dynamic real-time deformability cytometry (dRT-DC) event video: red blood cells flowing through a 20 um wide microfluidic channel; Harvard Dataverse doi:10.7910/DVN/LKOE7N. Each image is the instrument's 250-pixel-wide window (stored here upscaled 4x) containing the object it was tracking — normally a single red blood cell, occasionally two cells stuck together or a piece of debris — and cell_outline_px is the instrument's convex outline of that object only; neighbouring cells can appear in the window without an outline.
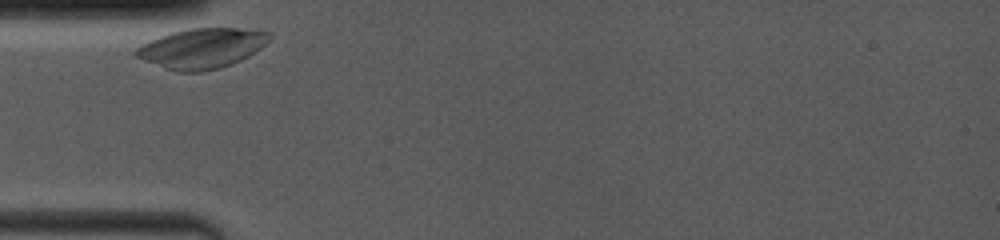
{"species": "common noctule bat (a hibernating species)", "species_latin": "Nyctalus noctula", "temperature_condition": "room temperature", "stored_images_in_passage": 5, "camera_frame_rate_fps": 4000, "um_per_image_px": 0.085, "animal": {"sex": "female", "body_mass_g": 19.0, "forearm_length_mm": 53.3}, "frame": {"image": 1, "passage_image": 1, "time_ms": 0.0, "image_size_px": [1000, 240], "cell_outline_px": [[272, 36], [260, 48], [248, 56], [232, 64], [220, 68], [204, 72], [176, 72], [164, 68], [144, 60], [136, 56], [132, 52], [136, 48], [160, 36], [172, 32], [188, 28], [236, 28], [272, 32]], "centroid_in_image_um": [17.15, 4.11], "position_along_channel_um": 67.8, "area_um2": 31.04}}
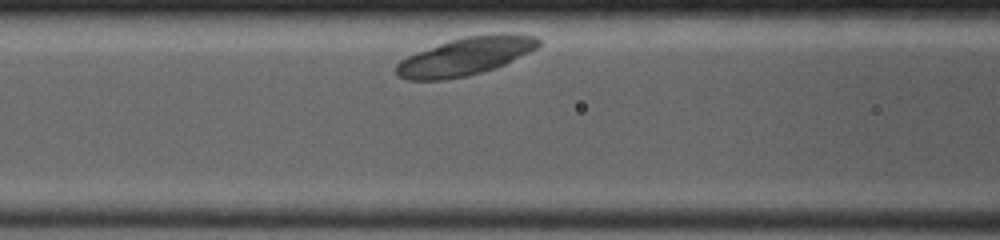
{"frame": {"image": 2, "passage_image": 4, "time_ms": 1.75, "image_size_px": [1000, 240], "cell_outline_px": [[540, 48], [496, 68], [468, 76], [440, 80], [408, 80], [400, 76], [396, 72], [396, 64], [400, 60], [416, 52], [448, 40], [464, 36], [492, 32], [508, 32], [536, 36], [540, 40]], "centroid_in_image_um": [39.64, 4.75], "position_along_channel_um": 127.0, "area_um2": 32.08}}